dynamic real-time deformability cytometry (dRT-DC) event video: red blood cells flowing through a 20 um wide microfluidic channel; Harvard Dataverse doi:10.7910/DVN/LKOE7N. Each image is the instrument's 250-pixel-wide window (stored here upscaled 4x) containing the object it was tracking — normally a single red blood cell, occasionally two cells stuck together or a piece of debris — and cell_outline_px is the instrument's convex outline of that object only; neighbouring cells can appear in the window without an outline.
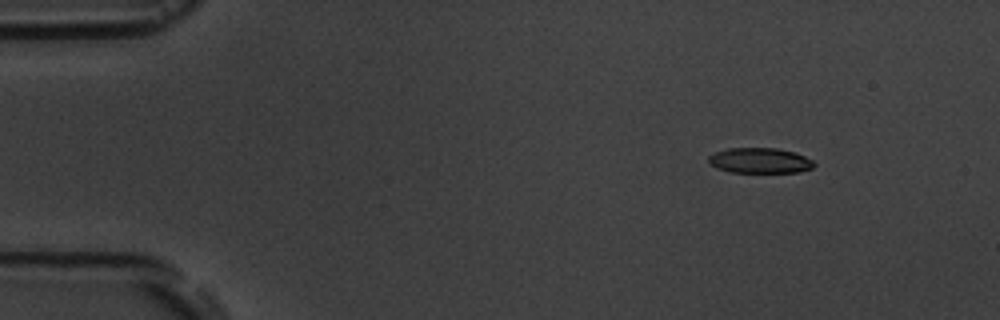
{"species": "common noctule bat (a hibernating species)", "species_latin": "Nyctalus noctula", "temperature_condition": "room temperature", "stored_images_in_passage": 5, "camera_frame_rate_fps": 3000, "um_per_image_px": 0.085, "animal": {"sex": "male", "body_mass_g": 19.5, "forearm_length_mm": 54.6}, "frame": {"image": 1, "passage_image": 2, "time_ms": 1.333, "image_size_px": [1000, 320], "cell_outline_px": [[816, 164], [812, 168], [800, 172], [728, 172], [716, 168], [708, 164], [708, 156], [716, 152], [728, 148], [776, 148], [792, 152], [804, 156], [812, 160]], "centroid_in_image_um": [64.55, 13.65], "position_along_channel_um": 20.4, "area_um2": 15.61}}
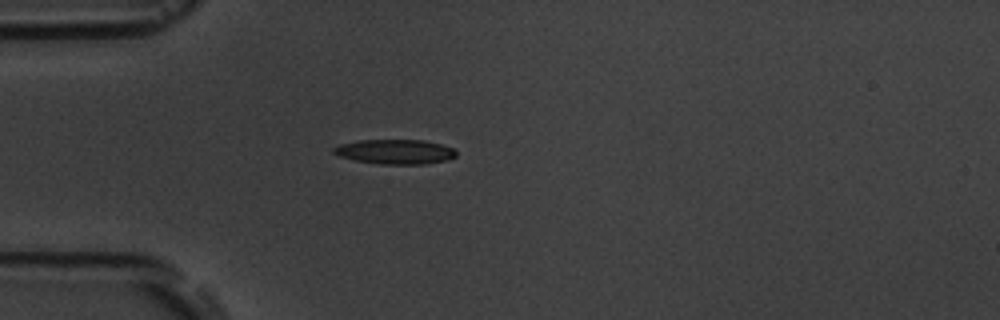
{"frame": {"image": 2, "passage_image": 4, "time_ms": 4.333, "image_size_px": [1000, 320], "cell_outline_px": [[456, 156], [448, 160], [424, 164], [380, 164], [356, 160], [340, 156], [332, 152], [332, 148], [340, 144], [360, 140], [424, 140], [440, 144], [452, 148], [456, 152]], "centroid_in_image_um": [33.59, 12.89], "position_along_channel_um": 51.4, "area_um2": 17.51}}